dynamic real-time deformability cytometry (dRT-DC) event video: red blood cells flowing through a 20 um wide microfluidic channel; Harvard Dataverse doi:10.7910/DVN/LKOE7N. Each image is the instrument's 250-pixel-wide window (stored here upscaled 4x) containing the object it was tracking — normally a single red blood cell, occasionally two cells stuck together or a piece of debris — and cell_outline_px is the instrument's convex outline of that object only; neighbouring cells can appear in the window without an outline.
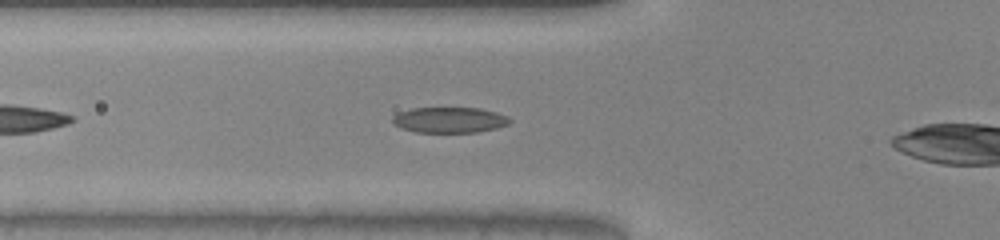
{"species": "common noctule bat (a hibernating species)", "species_latin": "Nyctalus noctula", "temperature_condition": "warm", "stored_images_in_passage": 32, "camera_frame_rate_fps": 3000, "um_per_image_px": 0.085, "animal": {"sex": "male", "body_mass_g": 20.0, "forearm_length_mm": 53.3}, "frame": {"image": 1, "passage_image": 6, "time_ms": 1.667, "image_size_px": [1000, 240], "cell_outline_px": [[512, 120], [508, 124], [496, 128], [476, 132], [416, 132], [400, 128], [392, 124], [392, 116], [396, 112], [412, 108], [480, 108], [496, 112], [508, 116]], "centroid_in_image_um": [38.16, 10.19], "position_along_channel_um": 87.6, "area_um2": 17.69}}
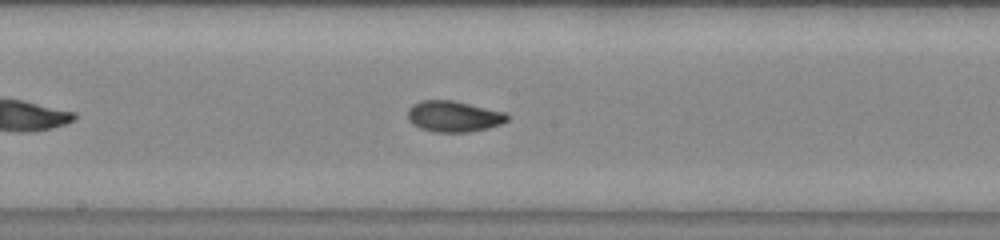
{"frame": {"image": 2, "passage_image": 15, "time_ms": 4.667, "image_size_px": [1000, 240], "cell_outline_px": [[508, 120], [500, 124], [488, 128], [468, 132], [436, 132], [420, 128], [412, 124], [408, 116], [408, 108], [412, 104], [420, 100], [452, 100], [504, 112], [508, 116]], "centroid_in_image_um": [38.53, 9.89], "position_along_channel_um": 209.7, "area_um2": 17.86}}
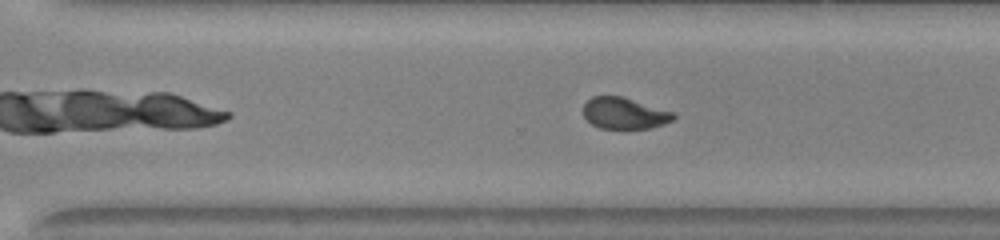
{"frame": {"image": 3, "passage_image": 23, "time_ms": 7.333, "image_size_px": [1000, 240], "cell_outline_px": [[676, 116], [672, 120], [664, 124], [648, 128], [600, 128], [592, 124], [584, 116], [584, 104], [592, 96], [620, 96], [672, 112]], "centroid_in_image_um": [53.04, 9.63], "position_along_channel_um": 317.6, "area_um2": 16.07}}